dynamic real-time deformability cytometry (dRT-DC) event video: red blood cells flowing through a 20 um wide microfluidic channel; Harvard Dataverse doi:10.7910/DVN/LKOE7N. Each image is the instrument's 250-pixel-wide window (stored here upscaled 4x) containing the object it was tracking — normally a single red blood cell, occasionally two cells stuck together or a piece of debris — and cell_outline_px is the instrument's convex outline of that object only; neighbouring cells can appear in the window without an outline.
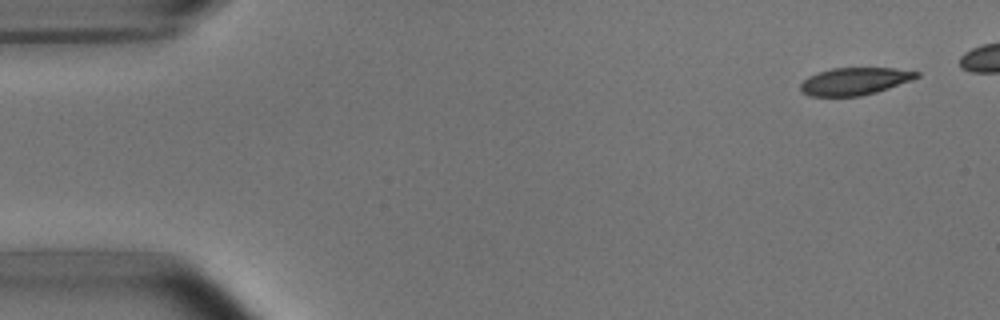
{"species": "common noctule bat (a hibernating species)", "species_latin": "Nyctalus noctula", "temperature_condition": "room temperature", "stored_images_in_passage": 6, "camera_frame_rate_fps": 3000, "um_per_image_px": 0.085, "animal": {"sex": "male", "body_mass_g": 15.6}, "frame": {"image": 1, "passage_image": 1, "time_ms": 0.0, "image_size_px": [1000, 320], "cell_outline_px": [[920, 76], [912, 80], [876, 92], [860, 96], [808, 96], [800, 92], [800, 84], [808, 76], [832, 68], [896, 68], [920, 72]], "centroid_in_image_um": [72.64, 6.91], "position_along_channel_um": 12.4, "area_um2": 18.55}}